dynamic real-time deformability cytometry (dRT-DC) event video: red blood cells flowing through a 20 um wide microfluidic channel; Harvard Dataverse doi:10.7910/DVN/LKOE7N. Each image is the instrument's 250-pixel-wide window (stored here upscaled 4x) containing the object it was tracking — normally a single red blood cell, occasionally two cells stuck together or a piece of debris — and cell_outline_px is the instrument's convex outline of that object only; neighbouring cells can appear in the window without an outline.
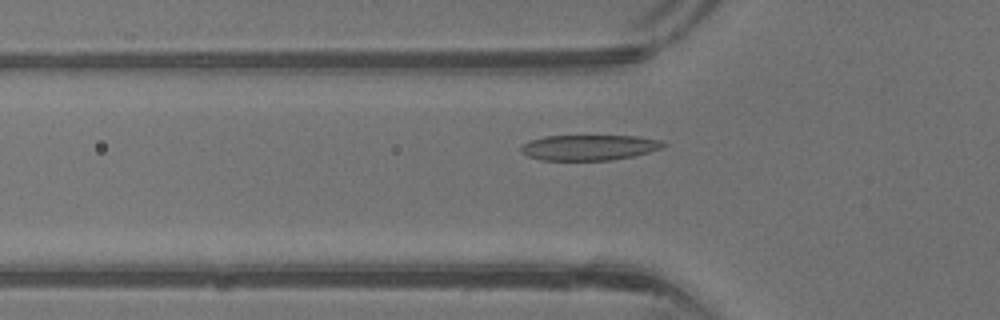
{"species": "common noctule bat (a hibernating species)", "species_latin": "Nyctalus noctula", "temperature_condition": "warm", "stored_images_in_passage": 29, "camera_frame_rate_fps": 3000, "um_per_image_px": 0.085, "animal": {"sex": "male", "body_mass_g": 13.3}, "frame": {"image": 1, "passage_image": 2, "time_ms": 0.333, "image_size_px": [1000, 320], "cell_outline_px": [[668, 144], [660, 148], [636, 156], [612, 160], [540, 160], [528, 156], [520, 152], [520, 144], [528, 140], [544, 136], [636, 136], [660, 140]], "centroid_in_image_um": [50.02, 12.54], "position_along_channel_um": 75.8, "area_um2": 21.33}}
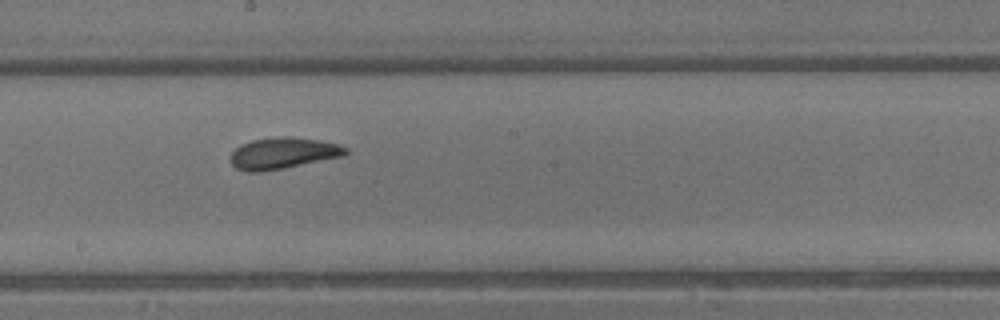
{"frame": {"image": 2, "passage_image": 11, "time_ms": 3.333, "image_size_px": [1000, 320], "cell_outline_px": [[348, 152], [344, 156], [284, 168], [260, 172], [248, 172], [236, 168], [228, 160], [228, 156], [240, 144], [252, 140], [276, 136], [288, 136], [320, 140], [336, 144], [348, 148]], "centroid_in_image_um": [24.01, 13.02], "position_along_channel_um": 224.2, "area_um2": 21.27}}
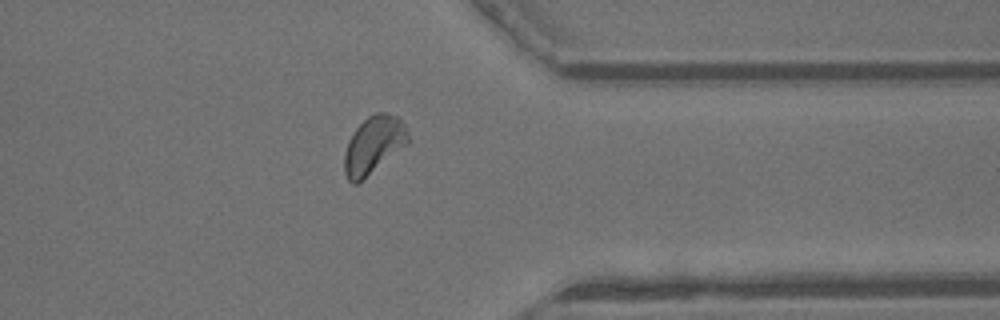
{"frame": {"image": 3, "passage_image": 21, "time_ms": 6.667, "image_size_px": [1000, 320], "cell_outline_px": [[408, 140], [404, 144], [356, 184], [352, 184], [348, 180], [344, 172], [344, 152], [348, 140], [352, 132], [368, 116], [376, 112], [384, 112], [396, 116], [408, 128]], "centroid_in_image_um": [31.69, 12.28], "position_along_channel_um": 379.7, "area_um2": 20.63}, "authors_computed_cell_mechanics": {"area_um2": 20.5768, "velocity_mm_per_s": 4.9257, "shape_relaxation_time_tau1_ms": 1.9221, "shape_relaxation_time_tau2_ms": 1.0578, "deformation_change_tau1": 0.128, "deformation_change_tau2": 0.0637}}